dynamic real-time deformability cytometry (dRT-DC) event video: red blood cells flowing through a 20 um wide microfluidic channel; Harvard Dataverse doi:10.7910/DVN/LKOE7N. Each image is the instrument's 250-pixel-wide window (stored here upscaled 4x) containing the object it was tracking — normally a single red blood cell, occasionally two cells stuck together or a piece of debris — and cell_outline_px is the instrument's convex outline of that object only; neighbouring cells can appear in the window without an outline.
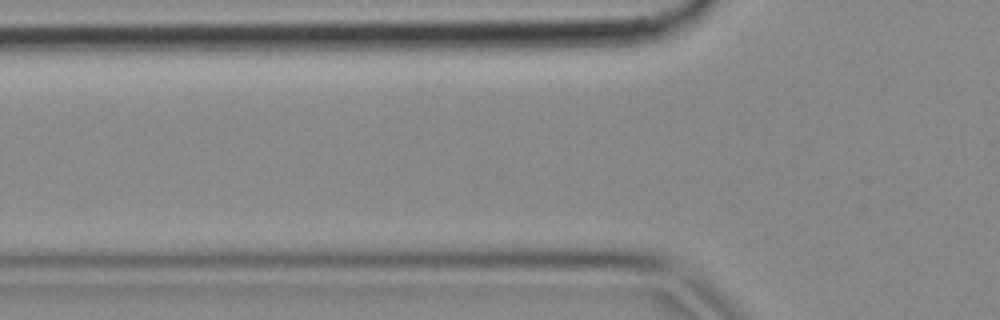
{"species": "common noctule bat (a hibernating species)", "species_latin": "Nyctalus noctula", "temperature_condition": "cold", "stored_images_in_passage": 5, "camera_frame_rate_fps": 3000, "um_per_image_px": 0.085, "animal": {"sex": "female", "body_mass_g": 18.4}, "frame": {"image": 1, "passage_image": 2, "time_ms": 0.333, "image_size_px": [1000, 320], "cell_outline_px": [[260, 260], [200, 264], [116, 260], [120, 256], [160, 248], [236, 248], [256, 256]], "centroid_in_image_um": [16.23, 21.74], "position_along_channel_um": 109.6, "area_um2": 12.25}}